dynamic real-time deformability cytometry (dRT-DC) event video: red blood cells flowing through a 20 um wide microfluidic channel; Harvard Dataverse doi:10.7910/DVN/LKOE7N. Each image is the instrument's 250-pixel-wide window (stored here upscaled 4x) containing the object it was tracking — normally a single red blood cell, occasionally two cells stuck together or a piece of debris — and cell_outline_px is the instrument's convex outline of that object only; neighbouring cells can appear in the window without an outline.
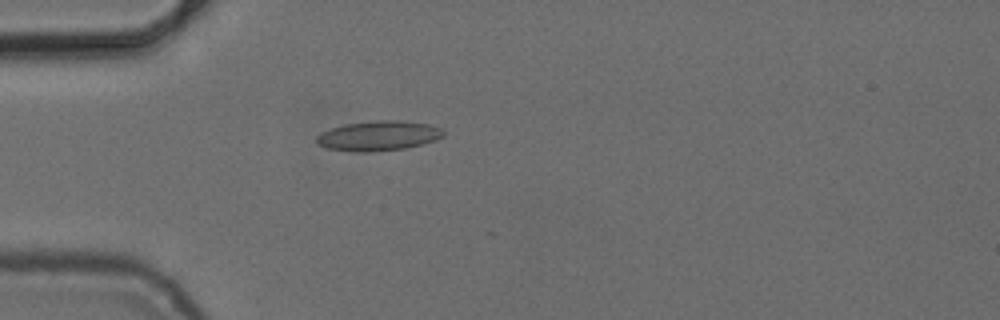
{"species": "common noctule bat (a hibernating species)", "species_latin": "Nyctalus noctula", "temperature_condition": "cold", "stored_images_in_passage": 5, "camera_frame_rate_fps": 3000, "um_per_image_px": 0.085, "animal": {"sex": "female", "body_mass_g": 24.6, "forearm_length_mm": 56.2}, "frame": {"image": 1, "passage_image": 5, "time_ms": 4.667, "image_size_px": [1000, 320], "cell_outline_px": [[444, 136], [436, 140], [404, 148], [368, 152], [352, 152], [328, 148], [320, 144], [316, 140], [316, 136], [320, 132], [344, 124], [376, 120], [400, 120], [428, 124], [440, 128], [444, 132]], "centroid_in_image_um": [32.16, 11.53], "position_along_channel_um": 52.8, "area_um2": 21.96}}